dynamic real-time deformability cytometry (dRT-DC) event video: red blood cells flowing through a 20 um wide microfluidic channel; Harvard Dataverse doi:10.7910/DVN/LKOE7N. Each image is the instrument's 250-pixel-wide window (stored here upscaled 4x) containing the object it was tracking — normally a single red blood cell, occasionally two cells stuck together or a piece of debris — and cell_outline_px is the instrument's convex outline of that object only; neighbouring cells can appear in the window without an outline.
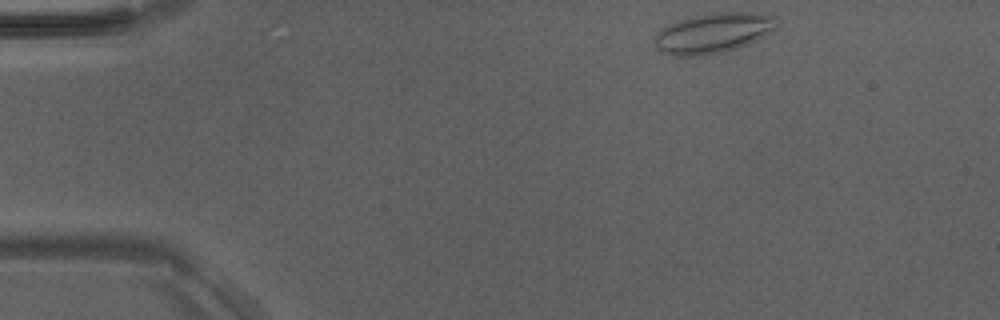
{"species": "Egyptian fruit bat (a non-hibernating species)", "species_latin": "Rousettus aegyptiacus", "temperature_condition": "room temperature", "stored_images_in_passage": 42, "camera_frame_rate_fps": 3000, "um_per_image_px": 0.085, "animal": {"sex": "male"}, "frame": {"image": 1, "passage_image": 1, "time_ms": 0.0, "image_size_px": [1000, 320], "cell_outline_px": [[776, 28], [772, 32], [748, 44], [736, 48], [720, 52], [696, 56], [676, 56], [660, 52], [656, 48], [652, 40], [656, 32], [668, 24], [676, 20], [696, 16], [720, 12], [756, 12], [776, 16]], "centroid_in_image_um": [60.59, 2.8], "position_along_channel_um": 24.4, "area_um2": 28.73}}
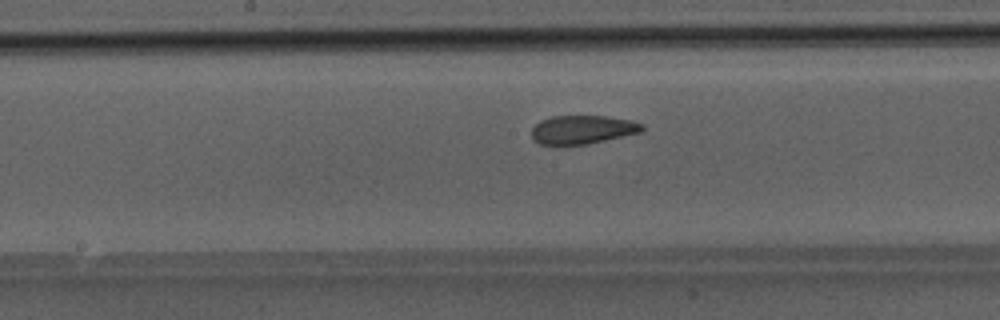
{"frame": {"image": 2, "passage_image": 19, "time_ms": 6.0, "image_size_px": [1000, 320], "cell_outline_px": [[644, 128], [640, 132], [588, 144], [540, 144], [532, 140], [532, 128], [540, 120], [552, 116], [604, 116], [632, 120], [644, 124]], "centroid_in_image_um": [49.51, 11.01], "position_along_channel_um": 198.7, "area_um2": 18.32}}
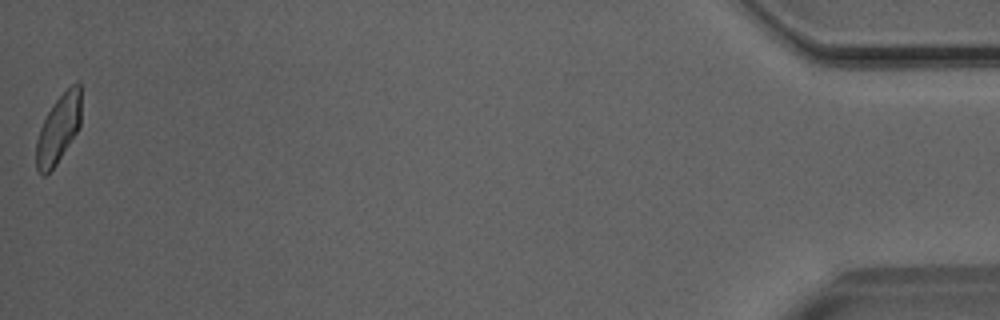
{"frame": {"image": 3, "passage_image": 42, "time_ms": 13.667, "image_size_px": [1000, 320], "cell_outline_px": [[80, 124], [76, 132], [56, 164], [44, 176], [36, 168], [36, 140], [40, 128], [52, 104], [76, 80], [80, 84]], "centroid_in_image_um": [4.96, 10.94], "position_along_channel_um": 430.2, "area_um2": 17.51}}